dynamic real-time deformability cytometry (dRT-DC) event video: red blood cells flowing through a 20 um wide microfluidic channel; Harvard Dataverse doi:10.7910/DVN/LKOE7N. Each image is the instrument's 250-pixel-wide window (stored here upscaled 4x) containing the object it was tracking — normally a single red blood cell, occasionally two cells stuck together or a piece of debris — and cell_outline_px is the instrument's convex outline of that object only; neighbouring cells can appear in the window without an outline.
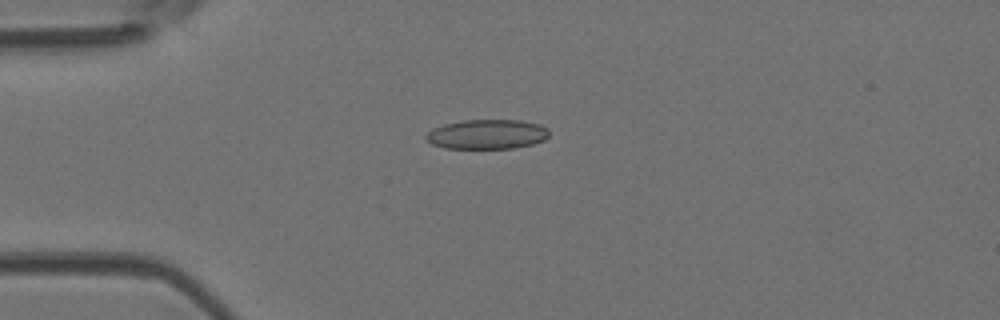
{"species": "Egyptian fruit bat (a non-hibernating species)", "species_latin": "Rousettus aegyptiacus", "temperature_condition": "room temperature", "stored_images_in_passage": 40, "camera_frame_rate_fps": 3000, "um_per_image_px": 0.085, "animal": {"sex": "female"}, "frame": {"image": 1, "passage_image": 1, "time_ms": 0.0, "image_size_px": [1000, 320], "cell_outline_px": [[548, 136], [544, 140], [532, 144], [512, 148], [444, 148], [432, 144], [424, 140], [424, 136], [432, 128], [444, 124], [464, 120], [520, 120], [540, 124], [548, 128]], "centroid_in_image_um": [41.37, 11.41], "position_along_channel_um": 43.6, "area_um2": 21.33}}
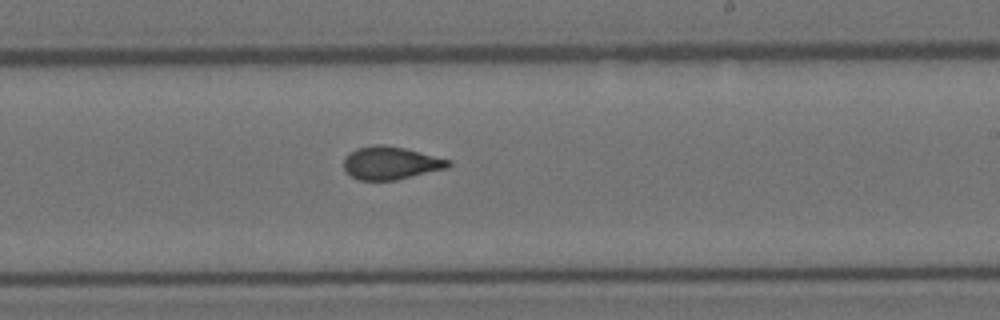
{"frame": {"image": 2, "passage_image": 19, "time_ms": 6.0, "image_size_px": [1000, 320], "cell_outline_px": [[452, 164], [448, 168], [396, 180], [360, 180], [344, 172], [344, 160], [356, 148], [372, 144], [384, 144], [404, 148], [448, 160]], "centroid_in_image_um": [33.18, 13.86], "position_along_channel_um": 255.8, "area_um2": 19.88}}
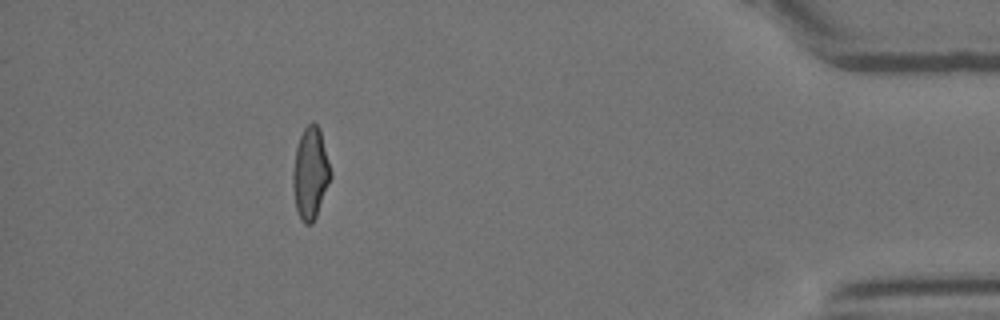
{"frame": {"image": 3, "passage_image": 35, "time_ms": 11.333, "image_size_px": [1000, 320], "cell_outline_px": [[332, 176], [316, 216], [312, 224], [304, 224], [300, 220], [296, 208], [292, 184], [292, 172], [296, 148], [300, 136], [304, 128], [312, 120], [320, 128], [332, 172]], "centroid_in_image_um": [26.38, 14.71], "position_along_channel_um": 408.8, "area_um2": 20.35}, "authors_computed_cell_mechanics": {"area_um2": 20.1722, "velocity_mm_per_s": 3.8886, "shape_relaxation_time_tau1_ms": null, "shape_relaxation_time_tau2_ms": 1.3566, "deformation_change_tau1": null, "deformation_change_tau2": 0.0833}}